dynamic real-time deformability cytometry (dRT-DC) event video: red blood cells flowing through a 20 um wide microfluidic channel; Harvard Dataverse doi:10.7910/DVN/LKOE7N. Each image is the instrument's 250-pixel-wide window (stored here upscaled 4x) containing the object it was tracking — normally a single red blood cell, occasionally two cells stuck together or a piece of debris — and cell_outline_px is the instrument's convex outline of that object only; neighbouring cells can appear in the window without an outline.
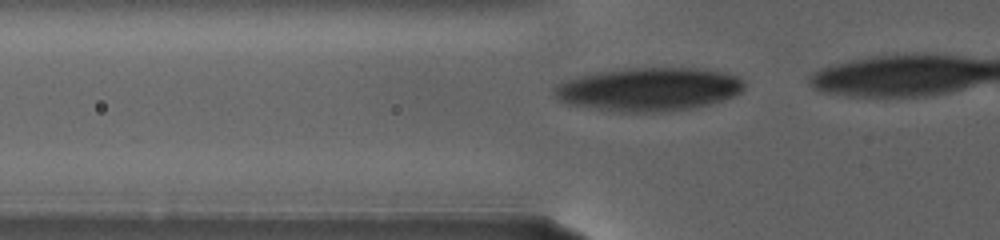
{"species": "human", "species_latin": "Homo sapiens", "temperature_condition": "warm", "stored_images_in_passage": 30, "camera_frame_rate_fps": 3000, "um_per_image_px": 0.085, "donor": {"sex": "female"}, "frame": {"image": 1, "passage_image": 22, "time_ms": 5.333, "image_size_px": [1000, 240], "cell_outline_px": [[744, 88], [740, 92], [732, 96], [708, 104], [692, 108], [668, 112], [612, 112], [568, 104], [560, 100], [556, 96], [556, 84], [576, 76], [596, 72], [628, 68], [696, 68], [724, 72], [740, 76], [744, 80]], "centroid_in_image_um": [55.15, 7.59], "position_along_channel_um": 70.7, "area_um2": 48.26}}
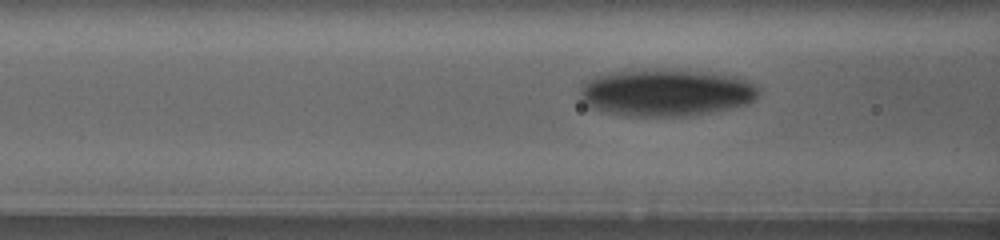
{"frame": {"image": 2, "passage_image": 26, "time_ms": 7.0, "image_size_px": [1000, 240], "cell_outline_px": [[760, 92], [752, 100], [744, 104], [712, 112], [684, 116], [628, 116], [604, 112], [588, 108], [580, 96], [580, 88], [588, 80], [596, 76], [608, 72], [640, 68], [664, 68], [720, 72], [736, 76], [760, 88]], "centroid_in_image_um": [56.57, 7.84], "position_along_channel_um": 110.0, "area_um2": 49.94}}